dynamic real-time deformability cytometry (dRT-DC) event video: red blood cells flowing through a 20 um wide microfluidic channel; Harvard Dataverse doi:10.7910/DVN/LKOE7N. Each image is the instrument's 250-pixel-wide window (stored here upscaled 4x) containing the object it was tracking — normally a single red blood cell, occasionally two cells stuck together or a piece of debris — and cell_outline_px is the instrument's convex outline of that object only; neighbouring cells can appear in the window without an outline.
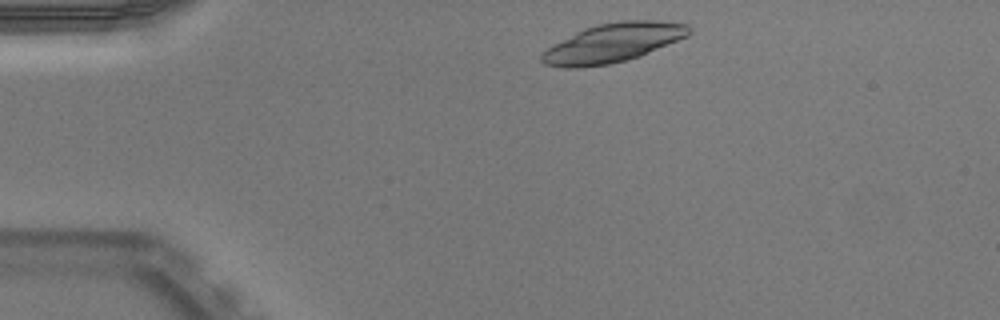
{"species": "Egyptian fruit bat (a non-hibernating species)", "species_latin": "Rousettus aegyptiacus", "temperature_condition": "warm", "stored_images_in_passage": 43, "camera_frame_rate_fps": 3000, "um_per_image_px": 0.085, "animal": {"sex": "male"}, "frame": {"image": 1, "passage_image": 2, "time_ms": 0.333, "image_size_px": [1000, 320], "cell_outline_px": [[692, 32], [688, 36], [640, 56], [608, 64], [580, 68], [564, 68], [544, 64], [540, 60], [540, 52], [552, 44], [584, 28], [596, 24], [620, 20], [660, 20], [688, 24], [692, 28]], "centroid_in_image_um": [52.08, 3.63], "position_along_channel_um": 32.9, "area_um2": 33.81}}